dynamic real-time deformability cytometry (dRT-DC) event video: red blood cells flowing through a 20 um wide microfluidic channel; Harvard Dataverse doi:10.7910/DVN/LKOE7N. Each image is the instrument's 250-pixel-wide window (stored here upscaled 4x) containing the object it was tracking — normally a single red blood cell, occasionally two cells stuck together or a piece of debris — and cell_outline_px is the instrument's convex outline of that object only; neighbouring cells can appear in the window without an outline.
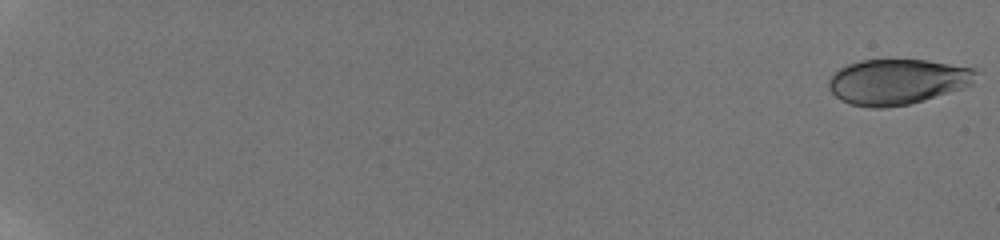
{"species": "human", "species_latin": "Homo sapiens", "temperature_condition": "room temperature", "stored_images_in_passage": 38, "camera_frame_rate_fps": 3000, "um_per_image_px": 0.085, "donor": {"sex": "male"}, "frame": {"image": 1, "passage_image": 1, "time_ms": 0.0, "image_size_px": [1000, 240], "cell_outline_px": [[976, 72], [972, 84], [964, 88], [924, 100], [908, 104], [884, 108], [872, 108], [852, 104], [840, 100], [828, 88], [828, 80], [840, 68], [848, 64], [860, 60], [928, 60], [972, 68]], "centroid_in_image_um": [76.25, 6.95], "position_along_channel_um": 8.7, "area_um2": 38.78}}
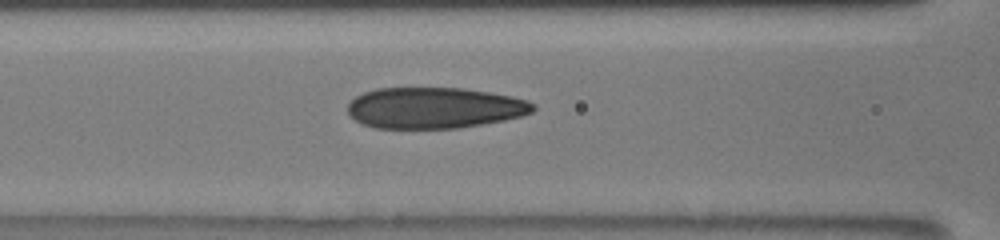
{"frame": {"image": 2, "passage_image": 29, "time_ms": 9.667, "image_size_px": [1000, 240], "cell_outline_px": [[536, 108], [532, 112], [520, 116], [504, 120], [460, 128], [376, 128], [360, 124], [348, 116], [348, 104], [356, 96], [364, 92], [376, 88], [464, 88], [512, 96], [528, 100], [536, 104]], "centroid_in_image_um": [36.91, 9.17], "position_along_channel_um": 129.7, "area_um2": 44.68}}
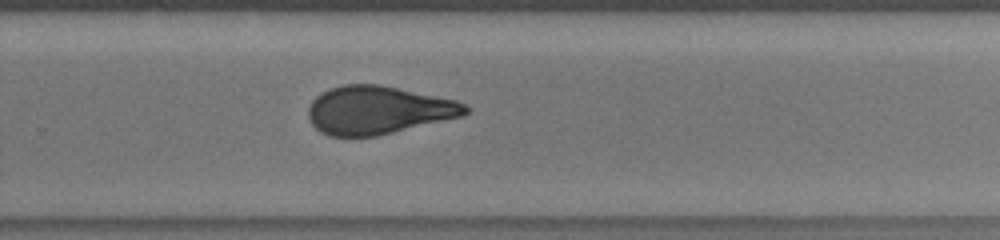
{"frame": {"image": 3, "passage_image": 38, "time_ms": 14.0, "image_size_px": [1000, 240], "cell_outline_px": [[468, 112], [460, 116], [376, 136], [328, 136], [320, 132], [312, 124], [308, 116], [308, 108], [312, 100], [316, 96], [332, 88], [344, 84], [380, 84], [456, 100], [464, 104], [468, 108]], "centroid_in_image_um": [32.09, 9.35], "position_along_channel_um": 297.7, "area_um2": 43.58}}